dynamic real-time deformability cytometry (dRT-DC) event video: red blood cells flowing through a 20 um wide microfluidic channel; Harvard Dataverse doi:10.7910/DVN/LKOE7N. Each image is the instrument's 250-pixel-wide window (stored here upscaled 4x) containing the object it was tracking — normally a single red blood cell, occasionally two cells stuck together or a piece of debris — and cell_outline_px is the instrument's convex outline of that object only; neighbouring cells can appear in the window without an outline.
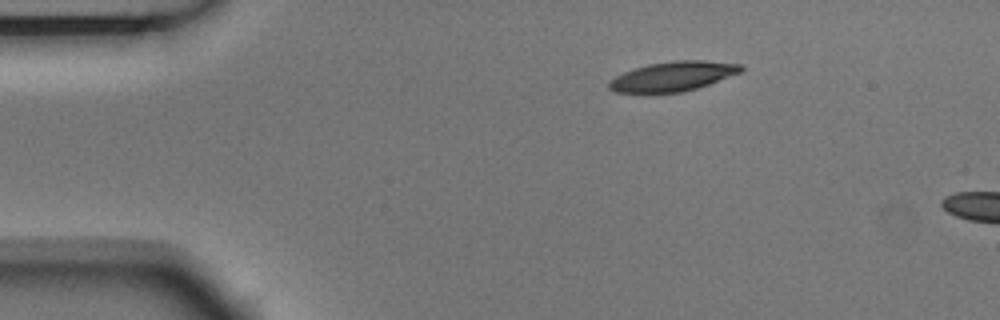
{"species": "Egyptian fruit bat (a non-hibernating species)", "species_latin": "Rousettus aegyptiacus", "temperature_condition": "room temperature", "stored_images_in_passage": 2, "camera_frame_rate_fps": 3000, "um_per_image_px": 0.085, "animal": {"sex": "male"}, "frame": {"image": 1, "passage_image": 1, "time_ms": 0.0, "image_size_px": [1000, 320], "cell_outline_px": [[744, 68], [740, 72], [708, 84], [696, 88], [680, 92], [616, 92], [608, 88], [608, 80], [624, 72], [648, 64], [676, 60], [704, 60], [744, 64]], "centroid_in_image_um": [57.2, 6.47], "position_along_channel_um": 27.8, "area_um2": 22.48}}